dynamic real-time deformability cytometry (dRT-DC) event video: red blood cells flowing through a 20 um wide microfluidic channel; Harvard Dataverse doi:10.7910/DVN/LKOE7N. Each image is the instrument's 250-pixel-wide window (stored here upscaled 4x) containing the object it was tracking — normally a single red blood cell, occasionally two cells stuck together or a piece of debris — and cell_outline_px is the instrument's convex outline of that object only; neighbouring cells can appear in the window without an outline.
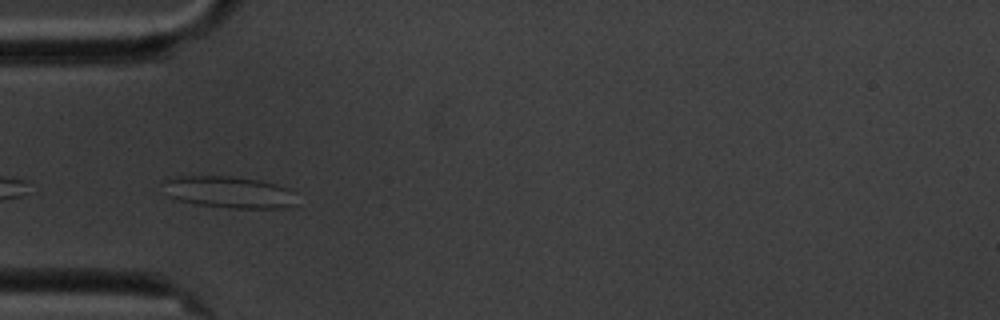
{"species": "common noctule bat (a hibernating species)", "species_latin": "Nyctalus noctula", "temperature_condition": "cold", "stored_images_in_passage": 5, "camera_frame_rate_fps": 3000, "um_per_image_px": 0.085, "animal": {"sex": "male", "body_mass_g": 20.1, "forearm_length_mm": 53.5}, "frame": {"image": 1, "passage_image": 4, "time_ms": 3.667, "image_size_px": [1000, 320], "cell_outline_px": [[296, 204], [288, 208], [232, 208], [196, 204], [180, 200], [168, 196], [160, 184], [164, 180], [176, 176], [232, 176], [256, 180], [276, 184], [288, 188], [296, 192]], "centroid_in_image_um": [19.47, 16.33], "position_along_channel_um": 65.5, "area_um2": 24.97}}
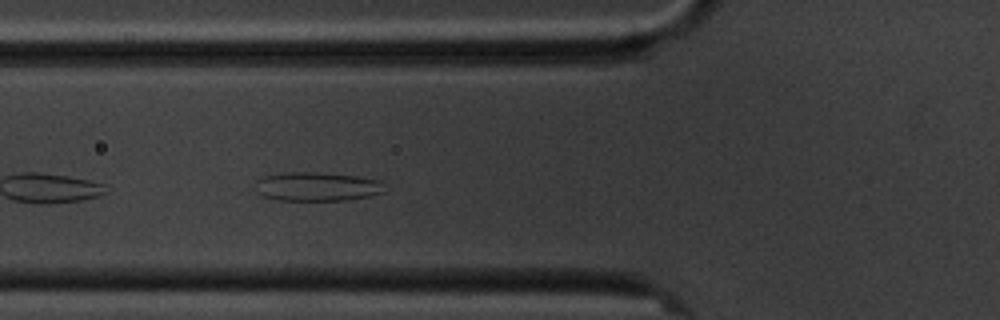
{"frame": {"image": 2, "passage_image": 5, "time_ms": 4.667, "image_size_px": [1000, 320], "cell_outline_px": [[388, 192], [348, 200], [276, 200], [264, 196], [256, 192], [256, 180], [264, 176], [288, 172], [316, 172], [356, 176], [380, 180]], "centroid_in_image_um": [26.97, 15.86], "position_along_channel_um": 98.8, "area_um2": 21.91}}